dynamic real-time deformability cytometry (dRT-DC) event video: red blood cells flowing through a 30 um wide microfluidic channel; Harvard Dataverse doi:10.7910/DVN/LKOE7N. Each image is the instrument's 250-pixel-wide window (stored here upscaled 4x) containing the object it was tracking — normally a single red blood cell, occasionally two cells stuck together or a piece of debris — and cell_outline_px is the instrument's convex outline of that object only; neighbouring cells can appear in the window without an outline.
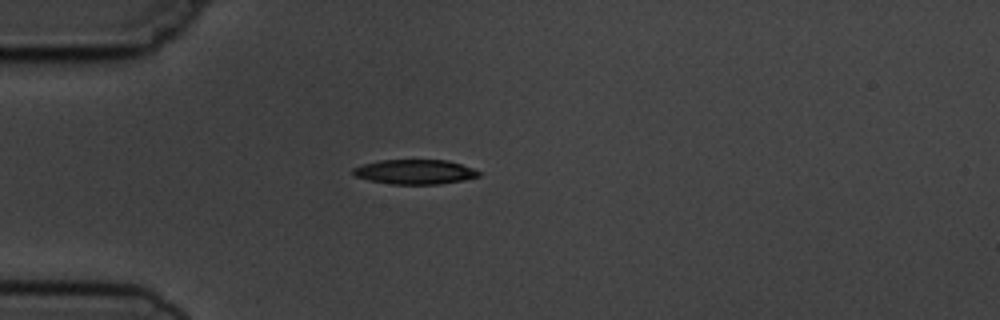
{"species": "common noctule bat (a hibernating species)", "species_latin": "Nyctalus noctula", "temperature_condition": "cold", "stored_images_in_passage": 1, "camera_frame_rate_fps": 3000, "um_per_image_px": 0.085, "animal": {"sex": "male", "body_mass_g": 19.5, "forearm_length_mm": 54.6}, "frame": {"image": 1, "passage_image": 1, "time_ms": 0.0, "image_size_px": [1000, 320], "cell_outline_px": [[480, 176], [464, 180], [440, 184], [392, 184], [368, 180], [356, 176], [352, 172], [352, 168], [364, 164], [380, 160], [448, 160], [472, 168], [480, 172]], "centroid_in_image_um": [35.27, 14.61], "position_along_channel_um": 49.7, "area_um2": 17.98}}